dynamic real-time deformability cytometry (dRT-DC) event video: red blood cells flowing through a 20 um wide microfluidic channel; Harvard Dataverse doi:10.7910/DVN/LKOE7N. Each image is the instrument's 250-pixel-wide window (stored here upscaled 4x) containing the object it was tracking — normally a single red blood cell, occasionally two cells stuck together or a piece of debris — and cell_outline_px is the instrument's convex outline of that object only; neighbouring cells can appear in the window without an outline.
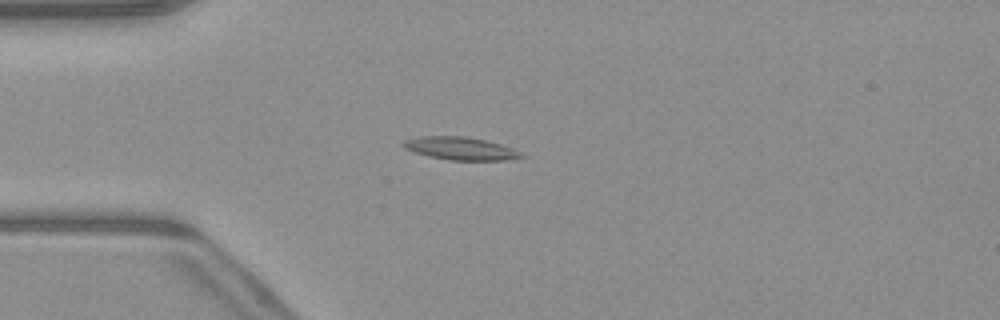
{"species": "common noctule bat (a hibernating species)", "species_latin": "Nyctalus noctula", "temperature_condition": "warm", "stored_images_in_passage": 51, "camera_frame_rate_fps": 3000, "um_per_image_px": 0.085, "animal": {"sex": "male", "body_mass_g": 23.1, "forearm_length_mm": 52.7}, "frame": {"image": 1, "passage_image": 14, "time_ms": 4.333, "image_size_px": [1000, 320], "cell_outline_px": [[524, 156], [508, 160], [448, 160], [428, 156], [404, 148], [400, 144], [404, 140], [420, 136], [468, 136], [500, 144], [512, 148], [520, 152]], "centroid_in_image_um": [39.1, 12.61], "position_along_channel_um": 45.9, "area_um2": 15.66}}
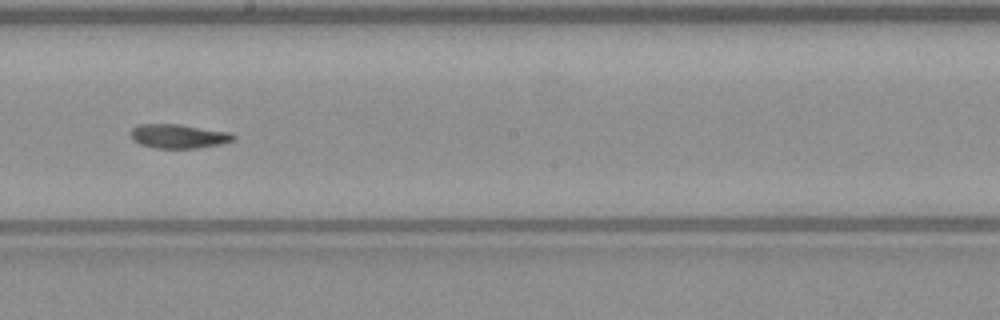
{"frame": {"image": 2, "passage_image": 29, "time_ms": 9.333, "image_size_px": [1000, 320], "cell_outline_px": [[236, 136], [232, 140], [220, 144], [196, 148], [152, 148], [140, 144], [132, 140], [128, 132], [136, 124], [180, 124], [232, 132]], "centroid_in_image_um": [15.12, 11.57], "position_along_channel_um": 233.1, "area_um2": 14.68}}
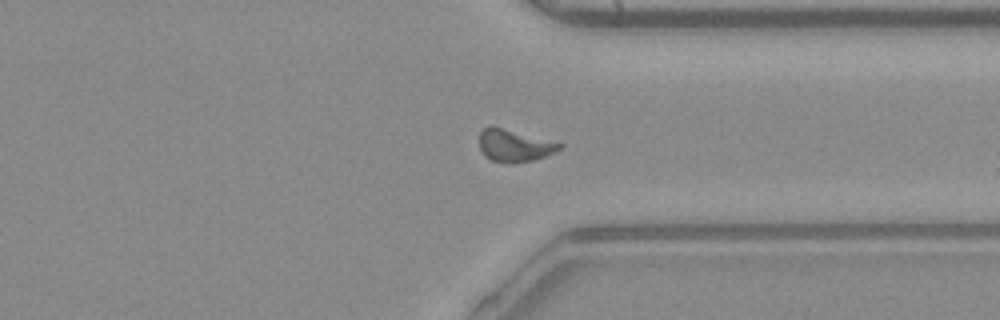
{"frame": {"image": 3, "passage_image": 39, "time_ms": 12.667, "image_size_px": [1000, 320], "cell_outline_px": [[564, 148], [544, 156], [532, 160], [512, 164], [504, 164], [492, 160], [484, 156], [480, 148], [480, 132], [484, 128], [492, 124], [564, 144]], "centroid_in_image_um": [43.71, 12.36], "position_along_channel_um": 367.7, "area_um2": 15.37}}